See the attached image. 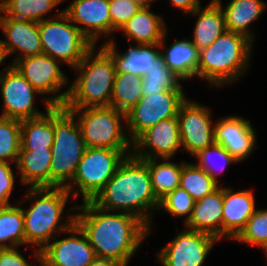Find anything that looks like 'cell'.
<instances>
[{"mask_svg": "<svg viewBox=\"0 0 267 266\" xmlns=\"http://www.w3.org/2000/svg\"><path fill=\"white\" fill-rule=\"evenodd\" d=\"M74 208L82 212L75 215V223L86 234L97 257L114 259L127 266L150 233L149 227L130 213L111 214L92 201Z\"/></svg>", "mask_w": 267, "mask_h": 266, "instance_id": "1", "label": "cell"}, {"mask_svg": "<svg viewBox=\"0 0 267 266\" xmlns=\"http://www.w3.org/2000/svg\"><path fill=\"white\" fill-rule=\"evenodd\" d=\"M92 202L108 212L116 209L133 214L150 230L151 218L146 211L158 210L160 200L152 188L148 159L127 156Z\"/></svg>", "mask_w": 267, "mask_h": 266, "instance_id": "2", "label": "cell"}, {"mask_svg": "<svg viewBox=\"0 0 267 266\" xmlns=\"http://www.w3.org/2000/svg\"><path fill=\"white\" fill-rule=\"evenodd\" d=\"M94 49L95 46L74 68L80 74L72 86L55 97L47 98L45 103L65 108L110 106L116 75L115 65L102 47L96 56Z\"/></svg>", "mask_w": 267, "mask_h": 266, "instance_id": "3", "label": "cell"}, {"mask_svg": "<svg viewBox=\"0 0 267 266\" xmlns=\"http://www.w3.org/2000/svg\"><path fill=\"white\" fill-rule=\"evenodd\" d=\"M27 189H29V195L25 196L26 199L36 197V200L28 210L22 208L25 243L40 244V247L36 249V257L40 262V251L49 244L50 238L55 239L53 234L58 232L57 229L66 232L73 226L75 215L71 217L69 215L68 221L58 226L70 195L65 187H30Z\"/></svg>", "mask_w": 267, "mask_h": 266, "instance_id": "4", "label": "cell"}, {"mask_svg": "<svg viewBox=\"0 0 267 266\" xmlns=\"http://www.w3.org/2000/svg\"><path fill=\"white\" fill-rule=\"evenodd\" d=\"M252 42L244 34L226 30L210 46L200 50L197 75L212 86L236 81L249 66Z\"/></svg>", "mask_w": 267, "mask_h": 266, "instance_id": "5", "label": "cell"}, {"mask_svg": "<svg viewBox=\"0 0 267 266\" xmlns=\"http://www.w3.org/2000/svg\"><path fill=\"white\" fill-rule=\"evenodd\" d=\"M74 118L75 115L64 106H54L50 187H65L69 193L73 190L70 182L87 148L78 122L75 123Z\"/></svg>", "mask_w": 267, "mask_h": 266, "instance_id": "6", "label": "cell"}, {"mask_svg": "<svg viewBox=\"0 0 267 266\" xmlns=\"http://www.w3.org/2000/svg\"><path fill=\"white\" fill-rule=\"evenodd\" d=\"M73 115L77 113L78 125L86 147L128 149L132 143L120 124L126 114L111 106L66 108ZM82 111V112H81Z\"/></svg>", "mask_w": 267, "mask_h": 266, "instance_id": "7", "label": "cell"}, {"mask_svg": "<svg viewBox=\"0 0 267 266\" xmlns=\"http://www.w3.org/2000/svg\"><path fill=\"white\" fill-rule=\"evenodd\" d=\"M55 17L58 21L44 19L39 22L43 54L75 68L94 45L63 11Z\"/></svg>", "mask_w": 267, "mask_h": 266, "instance_id": "8", "label": "cell"}, {"mask_svg": "<svg viewBox=\"0 0 267 266\" xmlns=\"http://www.w3.org/2000/svg\"><path fill=\"white\" fill-rule=\"evenodd\" d=\"M128 150L86 148L71 181L79 187L83 202L92 201L98 195L124 159L132 155Z\"/></svg>", "mask_w": 267, "mask_h": 266, "instance_id": "9", "label": "cell"}, {"mask_svg": "<svg viewBox=\"0 0 267 266\" xmlns=\"http://www.w3.org/2000/svg\"><path fill=\"white\" fill-rule=\"evenodd\" d=\"M186 100L183 90H166L162 93H148L126 113L124 120L132 144L148 129L162 120L177 117L181 104Z\"/></svg>", "mask_w": 267, "mask_h": 266, "instance_id": "10", "label": "cell"}, {"mask_svg": "<svg viewBox=\"0 0 267 266\" xmlns=\"http://www.w3.org/2000/svg\"><path fill=\"white\" fill-rule=\"evenodd\" d=\"M2 74L0 86L4 108L1 117L22 121L44 115L34 108V96L40 92L13 65Z\"/></svg>", "mask_w": 267, "mask_h": 266, "instance_id": "11", "label": "cell"}, {"mask_svg": "<svg viewBox=\"0 0 267 266\" xmlns=\"http://www.w3.org/2000/svg\"><path fill=\"white\" fill-rule=\"evenodd\" d=\"M208 110L206 106L186 99L178 111L182 147L193 156L215 143V126L211 125Z\"/></svg>", "mask_w": 267, "mask_h": 266, "instance_id": "12", "label": "cell"}, {"mask_svg": "<svg viewBox=\"0 0 267 266\" xmlns=\"http://www.w3.org/2000/svg\"><path fill=\"white\" fill-rule=\"evenodd\" d=\"M217 240L206 232L187 229L160 250L158 261L162 266H201Z\"/></svg>", "mask_w": 267, "mask_h": 266, "instance_id": "13", "label": "cell"}, {"mask_svg": "<svg viewBox=\"0 0 267 266\" xmlns=\"http://www.w3.org/2000/svg\"><path fill=\"white\" fill-rule=\"evenodd\" d=\"M67 232L73 235L49 243L40 251L42 266H90L97 257L86 234L76 223Z\"/></svg>", "mask_w": 267, "mask_h": 266, "instance_id": "14", "label": "cell"}, {"mask_svg": "<svg viewBox=\"0 0 267 266\" xmlns=\"http://www.w3.org/2000/svg\"><path fill=\"white\" fill-rule=\"evenodd\" d=\"M133 147L151 152L136 150L132 153L141 160L147 159H169L179 147L182 146L178 118L173 117L158 122L150 129L145 131L134 143Z\"/></svg>", "mask_w": 267, "mask_h": 266, "instance_id": "15", "label": "cell"}, {"mask_svg": "<svg viewBox=\"0 0 267 266\" xmlns=\"http://www.w3.org/2000/svg\"><path fill=\"white\" fill-rule=\"evenodd\" d=\"M63 12L71 22L82 24L80 32L96 46L98 36L113 32L109 14V0H75Z\"/></svg>", "mask_w": 267, "mask_h": 266, "instance_id": "16", "label": "cell"}, {"mask_svg": "<svg viewBox=\"0 0 267 266\" xmlns=\"http://www.w3.org/2000/svg\"><path fill=\"white\" fill-rule=\"evenodd\" d=\"M56 59L40 54L14 59L13 65L24 78L41 94H55L67 81Z\"/></svg>", "mask_w": 267, "mask_h": 266, "instance_id": "17", "label": "cell"}, {"mask_svg": "<svg viewBox=\"0 0 267 266\" xmlns=\"http://www.w3.org/2000/svg\"><path fill=\"white\" fill-rule=\"evenodd\" d=\"M215 143L223 146L237 161H242L255 148V131L250 120L230 116L215 125Z\"/></svg>", "mask_w": 267, "mask_h": 266, "instance_id": "18", "label": "cell"}, {"mask_svg": "<svg viewBox=\"0 0 267 266\" xmlns=\"http://www.w3.org/2000/svg\"><path fill=\"white\" fill-rule=\"evenodd\" d=\"M0 27L8 41H4L7 56L20 51L21 58L43 54L39 23L17 20L1 15Z\"/></svg>", "mask_w": 267, "mask_h": 266, "instance_id": "19", "label": "cell"}, {"mask_svg": "<svg viewBox=\"0 0 267 266\" xmlns=\"http://www.w3.org/2000/svg\"><path fill=\"white\" fill-rule=\"evenodd\" d=\"M255 210L253 192H232L229 188H223L222 238L235 239Z\"/></svg>", "mask_w": 267, "mask_h": 266, "instance_id": "20", "label": "cell"}, {"mask_svg": "<svg viewBox=\"0 0 267 266\" xmlns=\"http://www.w3.org/2000/svg\"><path fill=\"white\" fill-rule=\"evenodd\" d=\"M160 43L155 44H138L136 47L129 45L128 51L123 55L116 52L115 44L113 39L109 42H105L102 48L111 56L113 59L116 72H130L134 75L143 77L148 70H150L154 63V58L160 53L159 50H155V47H163L164 39Z\"/></svg>", "mask_w": 267, "mask_h": 266, "instance_id": "21", "label": "cell"}, {"mask_svg": "<svg viewBox=\"0 0 267 266\" xmlns=\"http://www.w3.org/2000/svg\"><path fill=\"white\" fill-rule=\"evenodd\" d=\"M223 187L195 201L186 228L206 232L217 239L222 237Z\"/></svg>", "mask_w": 267, "mask_h": 266, "instance_id": "22", "label": "cell"}, {"mask_svg": "<svg viewBox=\"0 0 267 266\" xmlns=\"http://www.w3.org/2000/svg\"><path fill=\"white\" fill-rule=\"evenodd\" d=\"M52 148L20 150L16 164L23 184L32 188L50 187Z\"/></svg>", "mask_w": 267, "mask_h": 266, "instance_id": "23", "label": "cell"}, {"mask_svg": "<svg viewBox=\"0 0 267 266\" xmlns=\"http://www.w3.org/2000/svg\"><path fill=\"white\" fill-rule=\"evenodd\" d=\"M150 8H141L121 28L129 41L137 44L160 43L167 31L161 16L149 11Z\"/></svg>", "mask_w": 267, "mask_h": 266, "instance_id": "24", "label": "cell"}, {"mask_svg": "<svg viewBox=\"0 0 267 266\" xmlns=\"http://www.w3.org/2000/svg\"><path fill=\"white\" fill-rule=\"evenodd\" d=\"M192 13H199L191 41L199 50L210 46L226 31L221 0H211L208 6L202 9L199 7Z\"/></svg>", "mask_w": 267, "mask_h": 266, "instance_id": "25", "label": "cell"}, {"mask_svg": "<svg viewBox=\"0 0 267 266\" xmlns=\"http://www.w3.org/2000/svg\"><path fill=\"white\" fill-rule=\"evenodd\" d=\"M46 113L21 121V149L52 148L54 142V106L46 103Z\"/></svg>", "mask_w": 267, "mask_h": 266, "instance_id": "26", "label": "cell"}, {"mask_svg": "<svg viewBox=\"0 0 267 266\" xmlns=\"http://www.w3.org/2000/svg\"><path fill=\"white\" fill-rule=\"evenodd\" d=\"M265 7L261 0H231L225 10L222 7L226 30L244 34L253 41L248 26L262 14Z\"/></svg>", "mask_w": 267, "mask_h": 266, "instance_id": "27", "label": "cell"}, {"mask_svg": "<svg viewBox=\"0 0 267 266\" xmlns=\"http://www.w3.org/2000/svg\"><path fill=\"white\" fill-rule=\"evenodd\" d=\"M164 62L182 80L197 76L200 50L190 41H175L162 53Z\"/></svg>", "mask_w": 267, "mask_h": 266, "instance_id": "28", "label": "cell"}, {"mask_svg": "<svg viewBox=\"0 0 267 266\" xmlns=\"http://www.w3.org/2000/svg\"><path fill=\"white\" fill-rule=\"evenodd\" d=\"M142 97V77L130 72H116L110 106L127 113Z\"/></svg>", "mask_w": 267, "mask_h": 266, "instance_id": "29", "label": "cell"}, {"mask_svg": "<svg viewBox=\"0 0 267 266\" xmlns=\"http://www.w3.org/2000/svg\"><path fill=\"white\" fill-rule=\"evenodd\" d=\"M0 12L6 17L39 23L42 15L56 7L63 0H1Z\"/></svg>", "mask_w": 267, "mask_h": 266, "instance_id": "30", "label": "cell"}, {"mask_svg": "<svg viewBox=\"0 0 267 266\" xmlns=\"http://www.w3.org/2000/svg\"><path fill=\"white\" fill-rule=\"evenodd\" d=\"M177 76L164 62L162 52L155 58L153 66L142 77V96L148 93H162L166 90H182Z\"/></svg>", "mask_w": 267, "mask_h": 266, "instance_id": "31", "label": "cell"}, {"mask_svg": "<svg viewBox=\"0 0 267 266\" xmlns=\"http://www.w3.org/2000/svg\"><path fill=\"white\" fill-rule=\"evenodd\" d=\"M21 244H25L22 207L0 206V248H16Z\"/></svg>", "mask_w": 267, "mask_h": 266, "instance_id": "32", "label": "cell"}, {"mask_svg": "<svg viewBox=\"0 0 267 266\" xmlns=\"http://www.w3.org/2000/svg\"><path fill=\"white\" fill-rule=\"evenodd\" d=\"M158 159H148V169L156 197L160 200L167 193L180 185L182 165L171 162H157Z\"/></svg>", "mask_w": 267, "mask_h": 266, "instance_id": "33", "label": "cell"}, {"mask_svg": "<svg viewBox=\"0 0 267 266\" xmlns=\"http://www.w3.org/2000/svg\"><path fill=\"white\" fill-rule=\"evenodd\" d=\"M182 173L179 187L186 190L195 201L204 198L219 188L212 177L194 163H181Z\"/></svg>", "mask_w": 267, "mask_h": 266, "instance_id": "34", "label": "cell"}, {"mask_svg": "<svg viewBox=\"0 0 267 266\" xmlns=\"http://www.w3.org/2000/svg\"><path fill=\"white\" fill-rule=\"evenodd\" d=\"M21 121L0 116V162L17 164L21 149Z\"/></svg>", "mask_w": 267, "mask_h": 266, "instance_id": "35", "label": "cell"}, {"mask_svg": "<svg viewBox=\"0 0 267 266\" xmlns=\"http://www.w3.org/2000/svg\"><path fill=\"white\" fill-rule=\"evenodd\" d=\"M235 240L261 248L267 247V210H255Z\"/></svg>", "mask_w": 267, "mask_h": 266, "instance_id": "36", "label": "cell"}, {"mask_svg": "<svg viewBox=\"0 0 267 266\" xmlns=\"http://www.w3.org/2000/svg\"><path fill=\"white\" fill-rule=\"evenodd\" d=\"M213 155L215 157H217L218 160L221 159L220 161L223 160V162L225 163L224 165L221 166V168L218 169L219 171H217L215 166L213 165L214 163H216V161L213 159L214 157L213 158L211 157ZM194 156L197 157V159L199 160V163L196 165L199 168H202L204 171H206L216 183H218V180H217L218 174H220V172L221 173L223 172L224 167L226 165L238 162L223 146H221L220 144H217V143H214L210 146H207L206 148L199 151ZM213 161H215V162H213ZM218 163H220V162H218Z\"/></svg>", "mask_w": 267, "mask_h": 266, "instance_id": "37", "label": "cell"}, {"mask_svg": "<svg viewBox=\"0 0 267 266\" xmlns=\"http://www.w3.org/2000/svg\"><path fill=\"white\" fill-rule=\"evenodd\" d=\"M195 204L194 198L186 191L180 187L175 188L172 192L167 193L163 198L160 199L159 208L165 209L172 216H184L186 217V222L191 217L193 207Z\"/></svg>", "mask_w": 267, "mask_h": 266, "instance_id": "38", "label": "cell"}, {"mask_svg": "<svg viewBox=\"0 0 267 266\" xmlns=\"http://www.w3.org/2000/svg\"><path fill=\"white\" fill-rule=\"evenodd\" d=\"M141 8L130 0H109V14L113 31L120 29Z\"/></svg>", "mask_w": 267, "mask_h": 266, "instance_id": "39", "label": "cell"}, {"mask_svg": "<svg viewBox=\"0 0 267 266\" xmlns=\"http://www.w3.org/2000/svg\"><path fill=\"white\" fill-rule=\"evenodd\" d=\"M14 177L9 162H0V206L11 205L8 199L14 187Z\"/></svg>", "mask_w": 267, "mask_h": 266, "instance_id": "40", "label": "cell"}, {"mask_svg": "<svg viewBox=\"0 0 267 266\" xmlns=\"http://www.w3.org/2000/svg\"><path fill=\"white\" fill-rule=\"evenodd\" d=\"M0 266H30L15 247L0 248Z\"/></svg>", "mask_w": 267, "mask_h": 266, "instance_id": "41", "label": "cell"}, {"mask_svg": "<svg viewBox=\"0 0 267 266\" xmlns=\"http://www.w3.org/2000/svg\"><path fill=\"white\" fill-rule=\"evenodd\" d=\"M173 5L184 12L191 14L200 6L199 0H171Z\"/></svg>", "mask_w": 267, "mask_h": 266, "instance_id": "42", "label": "cell"}, {"mask_svg": "<svg viewBox=\"0 0 267 266\" xmlns=\"http://www.w3.org/2000/svg\"><path fill=\"white\" fill-rule=\"evenodd\" d=\"M90 266H125L122 262H119L110 258L96 257Z\"/></svg>", "mask_w": 267, "mask_h": 266, "instance_id": "43", "label": "cell"}, {"mask_svg": "<svg viewBox=\"0 0 267 266\" xmlns=\"http://www.w3.org/2000/svg\"><path fill=\"white\" fill-rule=\"evenodd\" d=\"M130 1L137 3L142 8H148V7L151 8V5L149 2L153 0H130Z\"/></svg>", "mask_w": 267, "mask_h": 266, "instance_id": "44", "label": "cell"}, {"mask_svg": "<svg viewBox=\"0 0 267 266\" xmlns=\"http://www.w3.org/2000/svg\"><path fill=\"white\" fill-rule=\"evenodd\" d=\"M7 57L5 48H4V43L2 40H0V63Z\"/></svg>", "mask_w": 267, "mask_h": 266, "instance_id": "45", "label": "cell"}, {"mask_svg": "<svg viewBox=\"0 0 267 266\" xmlns=\"http://www.w3.org/2000/svg\"><path fill=\"white\" fill-rule=\"evenodd\" d=\"M265 251L266 255H267V247L263 249V252ZM267 257V256H266Z\"/></svg>", "mask_w": 267, "mask_h": 266, "instance_id": "46", "label": "cell"}]
</instances>
